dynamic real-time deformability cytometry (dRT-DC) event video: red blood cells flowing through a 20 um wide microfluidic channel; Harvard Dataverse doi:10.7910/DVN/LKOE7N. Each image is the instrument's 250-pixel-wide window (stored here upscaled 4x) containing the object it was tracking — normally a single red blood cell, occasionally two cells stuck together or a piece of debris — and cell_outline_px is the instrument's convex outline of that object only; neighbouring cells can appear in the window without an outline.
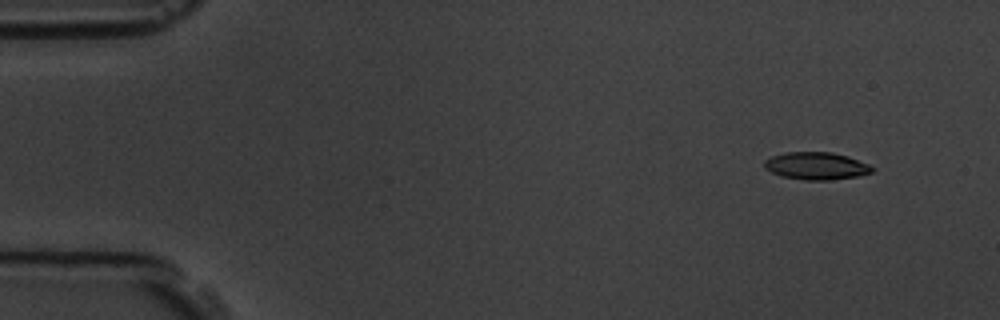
{"species": "common noctule bat (a hibernating species)", "species_latin": "Nyctalus noctula", "temperature_condition": "room temperature", "stored_images_in_passage": 5, "camera_frame_rate_fps": 3000, "um_per_image_px": 0.085, "animal": {"sex": "male", "body_mass_g": 19.5, "forearm_length_mm": 54.6}, "frame": {"image": 1, "passage_image": 1, "time_ms": 0.0, "image_size_px": [1000, 320], "cell_outline_px": [[876, 168], [872, 172], [856, 176], [832, 180], [804, 180], [780, 176], [764, 168], [764, 160], [772, 156], [784, 152], [832, 152], [848, 156], [868, 164]], "centroid_in_image_um": [69.37, 14.1], "position_along_channel_um": 15.6, "area_um2": 17.34}}
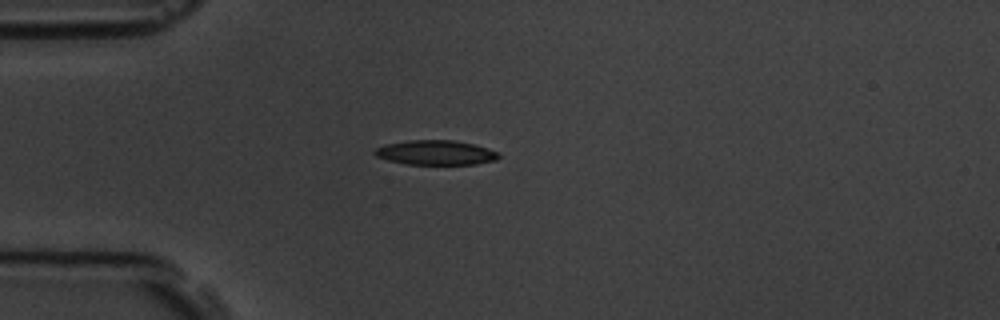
{"frame": {"image": 2, "passage_image": 4, "time_ms": 3.333, "image_size_px": [1000, 320], "cell_outline_px": [[500, 156], [496, 160], [476, 164], [404, 164], [388, 160], [376, 156], [372, 152], [376, 148], [384, 144], [408, 140], [452, 140], [472, 144], [488, 148], [500, 152]], "centroid_in_image_um": [37.02, 12.97], "position_along_channel_um": 48.0, "area_um2": 17.86}}